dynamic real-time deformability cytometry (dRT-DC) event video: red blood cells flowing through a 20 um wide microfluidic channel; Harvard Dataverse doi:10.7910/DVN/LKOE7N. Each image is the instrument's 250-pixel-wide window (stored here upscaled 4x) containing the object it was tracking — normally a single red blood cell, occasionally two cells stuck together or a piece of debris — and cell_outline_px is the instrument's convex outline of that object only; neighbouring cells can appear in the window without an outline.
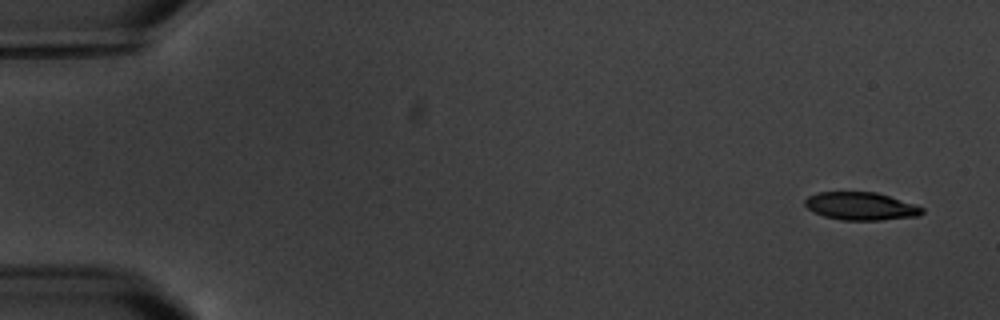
{"species": "common noctule bat (a hibernating species)", "species_latin": "Nyctalus noctula", "temperature_condition": "warm", "stored_images_in_passage": 6, "camera_frame_rate_fps": 3000, "um_per_image_px": 0.085, "animal": {"sex": "male", "body_mass_g": 20.1, "forearm_length_mm": 53.5}, "frame": {"image": 1, "passage_image": 1, "time_ms": 0.0, "image_size_px": [1000, 320], "cell_outline_px": [[924, 212], [920, 216], [880, 220], [840, 220], [824, 216], [808, 208], [804, 204], [804, 200], [808, 196], [816, 192], [876, 192], [916, 204], [924, 208]], "centroid_in_image_um": [73.2, 17.52], "position_along_channel_um": 11.8, "area_um2": 19.13}}
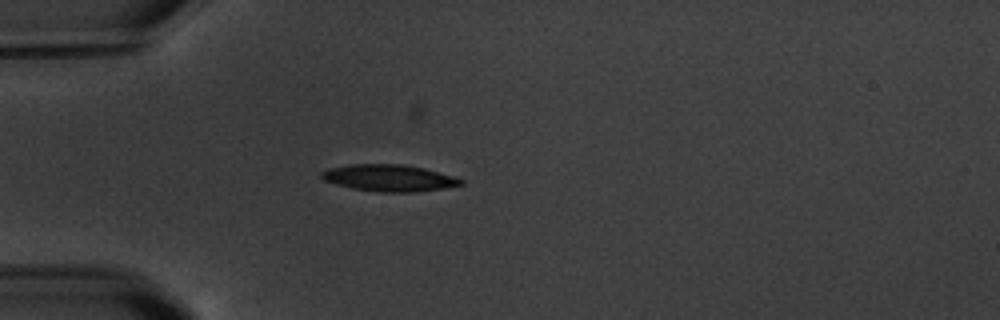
{"frame": {"image": 2, "passage_image": 5, "time_ms": 4.667, "image_size_px": [1000, 320], "cell_outline_px": [[464, 184], [444, 188], [416, 192], [380, 192], [352, 188], [336, 184], [324, 180], [320, 176], [320, 172], [328, 168], [352, 164], [400, 164], [420, 168], [452, 176], [464, 180]], "centroid_in_image_um": [33.03, 15.13], "position_along_channel_um": 52.0, "area_um2": 21.44}}